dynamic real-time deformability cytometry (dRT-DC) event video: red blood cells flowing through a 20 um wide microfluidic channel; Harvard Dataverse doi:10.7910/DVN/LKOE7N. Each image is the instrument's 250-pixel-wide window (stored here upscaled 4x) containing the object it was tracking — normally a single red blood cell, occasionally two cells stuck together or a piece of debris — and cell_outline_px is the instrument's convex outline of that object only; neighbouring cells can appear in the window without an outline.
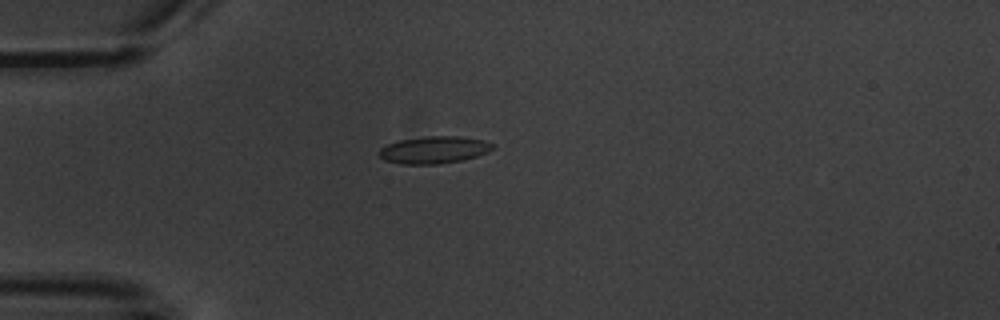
{"species": "common noctule bat (a hibernating species)", "species_latin": "Nyctalus noctula", "temperature_condition": "warm", "stored_images_in_passage": 7, "camera_frame_rate_fps": 3000, "um_per_image_px": 0.085, "animal": {"sex": "male", "body_mass_g": 20.1, "forearm_length_mm": 53.5}, "frame": {"image": 1, "passage_image": 5, "time_ms": 4.667, "image_size_px": [1000, 320], "cell_outline_px": [[496, 148], [488, 152], [476, 156], [460, 160], [436, 164], [400, 164], [384, 160], [380, 156], [380, 148], [388, 144], [400, 140], [424, 136], [456, 136], [484, 140], [496, 144]], "centroid_in_image_um": [36.92, 12.73], "position_along_channel_um": 48.1, "area_um2": 17.98}}
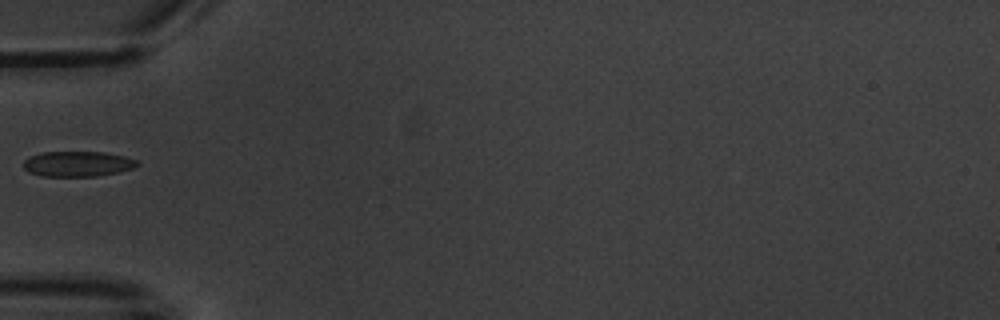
{"frame": {"image": 2, "passage_image": 6, "time_ms": 6.0, "image_size_px": [1000, 320], "cell_outline_px": [[140, 164], [132, 168], [120, 172], [96, 176], [44, 176], [28, 172], [24, 168], [24, 160], [28, 156], [40, 152], [104, 152], [124, 156], [136, 160]], "centroid_in_image_um": [6.58, 13.92], "position_along_channel_um": 78.4, "area_um2": 16.82}}